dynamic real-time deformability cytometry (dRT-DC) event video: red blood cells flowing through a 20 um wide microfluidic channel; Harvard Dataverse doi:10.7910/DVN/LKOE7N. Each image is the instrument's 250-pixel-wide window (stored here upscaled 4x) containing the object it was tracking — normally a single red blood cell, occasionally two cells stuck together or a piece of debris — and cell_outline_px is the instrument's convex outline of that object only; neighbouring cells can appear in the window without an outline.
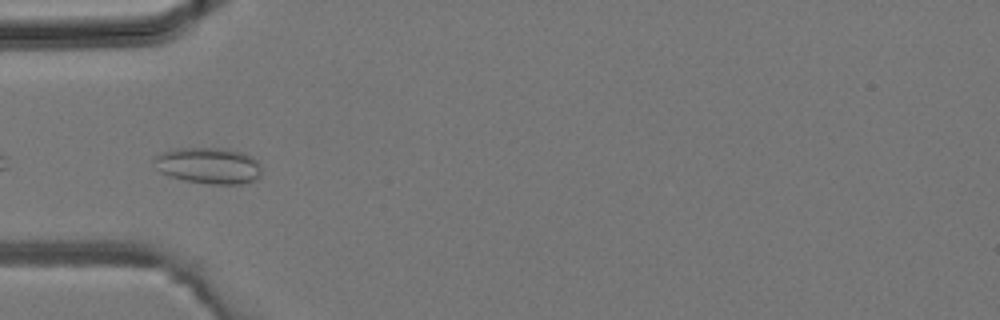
{"species": "common noctule bat (a hibernating species)", "species_latin": "Nyctalus noctula", "temperature_condition": "room temperature", "stored_images_in_passage": 5, "camera_frame_rate_fps": 3000, "um_per_image_px": 0.085, "animal": {"sex": "male", "body_mass_g": 19.2, "forearm_length_mm": 51.8}, "frame": {"image": 1, "passage_image": 4, "time_ms": 1.0, "image_size_px": [1000, 320], "cell_outline_px": [[260, 176], [256, 180], [240, 184], [212, 184], [184, 180], [168, 176], [160, 172], [156, 168], [152, 156], [172, 148], [224, 148], [240, 152], [252, 156], [256, 160], [260, 168]], "centroid_in_image_um": [17.68, 14.07], "position_along_channel_um": 67.3, "area_um2": 22.89}}